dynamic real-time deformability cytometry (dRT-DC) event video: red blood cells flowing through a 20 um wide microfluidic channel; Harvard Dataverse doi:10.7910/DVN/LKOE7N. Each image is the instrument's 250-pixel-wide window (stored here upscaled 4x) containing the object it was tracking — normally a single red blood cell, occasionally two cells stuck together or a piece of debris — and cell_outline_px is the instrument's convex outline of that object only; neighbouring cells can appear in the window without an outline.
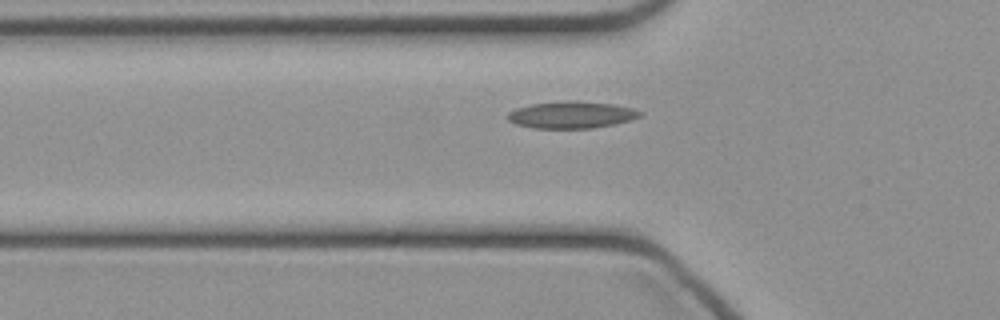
{"species": "common noctule bat (a hibernating species)", "species_latin": "Nyctalus noctula", "temperature_condition": "cold", "stored_images_in_passage": 33, "camera_frame_rate_fps": 3000, "um_per_image_px": 0.085, "animal": {"sex": "female", "body_mass_g": 21.9}, "frame": {"image": 1, "passage_image": 7, "time_ms": 2.0, "image_size_px": [1000, 320], "cell_outline_px": [[640, 116], [628, 120], [612, 124], [592, 128], [532, 128], [516, 124], [508, 120], [508, 112], [516, 108], [532, 104], [568, 100], [612, 104], [632, 108], [640, 112]], "centroid_in_image_um": [48.51, 9.76], "position_along_channel_um": 77.3, "area_um2": 20.4}}
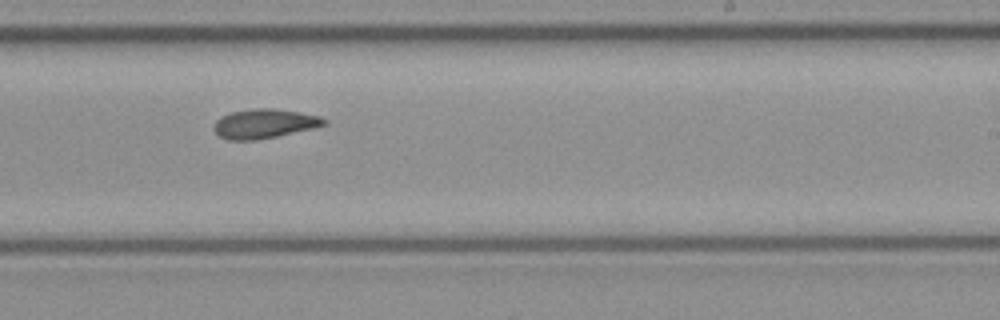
{"frame": {"image": 2, "passage_image": 20, "time_ms": 6.333, "image_size_px": [1000, 320], "cell_outline_px": [[328, 124], [312, 128], [276, 136], [256, 140], [228, 140], [220, 136], [212, 128], [212, 124], [220, 116], [232, 112], [252, 108], [272, 108], [300, 112], [320, 116], [328, 120]], "centroid_in_image_um": [22.45, 10.5], "position_along_channel_um": 266.6, "area_um2": 18.9}}
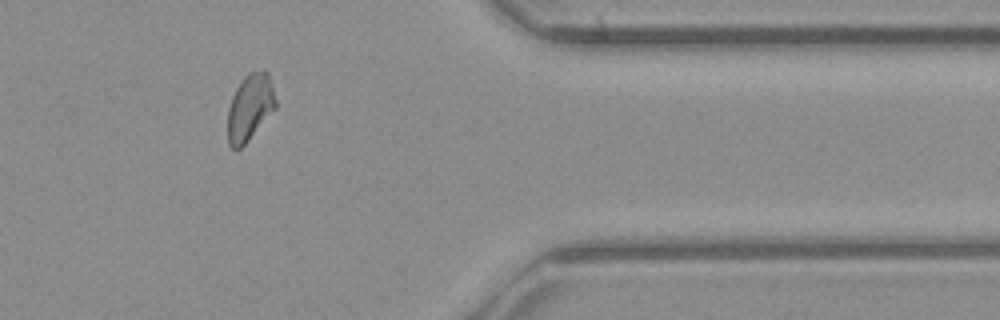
{"frame": {"image": 3, "passage_image": 30, "time_ms": 9.667, "image_size_px": [1000, 320], "cell_outline_px": [[276, 108], [248, 140], [240, 148], [232, 148], [228, 144], [228, 108], [232, 96], [236, 88], [244, 76], [248, 72], [264, 68], [268, 72], [272, 84], [276, 100]], "centroid_in_image_um": [21.25, 9.07], "position_along_channel_um": 390.1, "area_um2": 18.67}}